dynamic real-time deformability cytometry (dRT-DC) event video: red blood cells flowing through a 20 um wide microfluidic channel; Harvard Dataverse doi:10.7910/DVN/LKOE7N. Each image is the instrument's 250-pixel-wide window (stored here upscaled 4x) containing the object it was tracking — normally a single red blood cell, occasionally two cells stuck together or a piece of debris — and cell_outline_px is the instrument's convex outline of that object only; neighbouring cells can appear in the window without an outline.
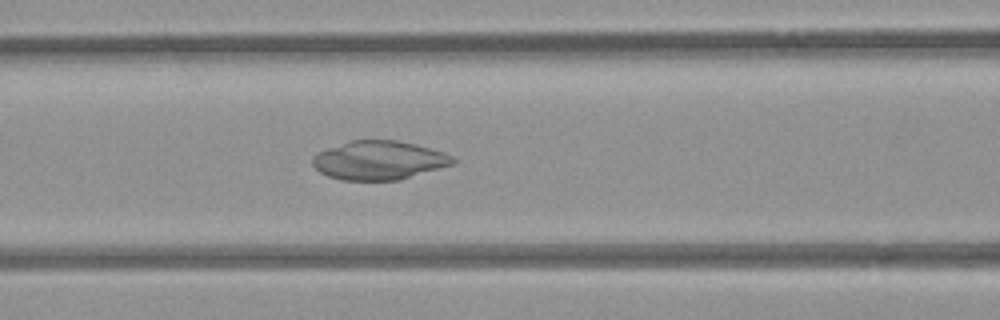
{"species": "common noctule bat (a hibernating species)", "species_latin": "Nyctalus noctula", "temperature_condition": "room temperature", "stored_images_in_passage": 40, "camera_frame_rate_fps": 3000, "um_per_image_px": 0.085, "animal": {"sex": "female", "body_mass_g": 21.9}, "frame": {"image": 1, "passage_image": 10, "time_ms": 3.0, "image_size_px": [1000, 320], "cell_outline_px": [[456, 160], [452, 164], [400, 180], [340, 180], [328, 176], [320, 172], [312, 164], [312, 160], [320, 152], [328, 148], [352, 140], [396, 140], [416, 144], [444, 152], [452, 156]], "centroid_in_image_um": [32.22, 13.63], "position_along_channel_um": 134.4, "area_um2": 31.44}}
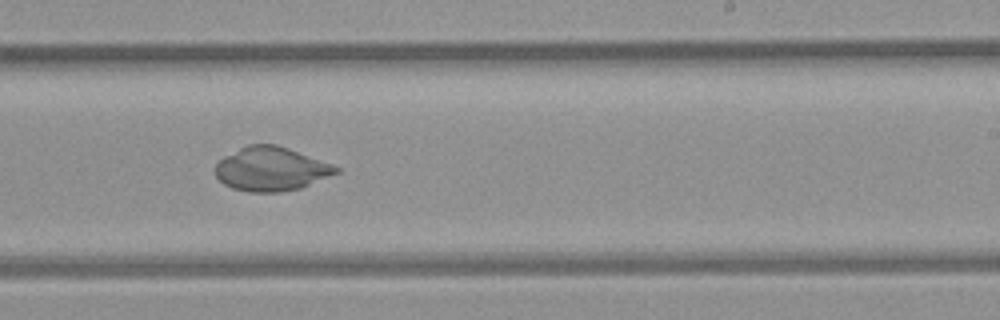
{"frame": {"image": 2, "passage_image": 20, "time_ms": 6.333, "image_size_px": [1000, 320], "cell_outline_px": [[340, 172], [300, 188], [280, 192], [248, 192], [232, 188], [224, 184], [216, 176], [216, 164], [224, 156], [248, 144], [276, 144], [288, 148], [332, 164], [340, 168]], "centroid_in_image_um": [23.04, 14.36], "position_along_channel_um": 266.0, "area_um2": 30.75}}
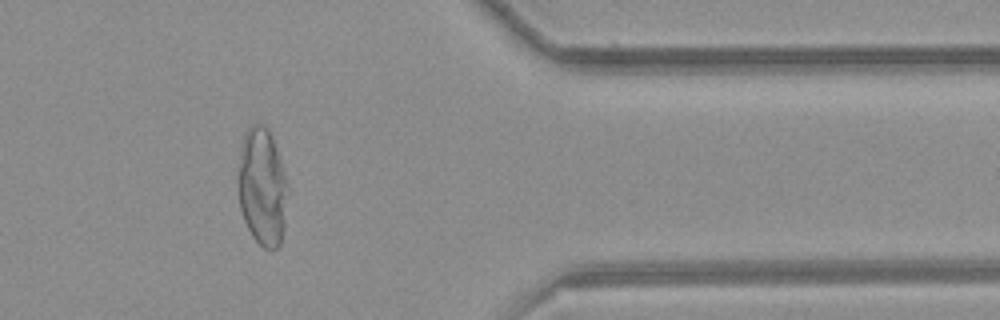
{"frame": {"image": 3, "passage_image": 31, "time_ms": 10.0, "image_size_px": [1000, 320], "cell_outline_px": [[288, 188], [284, 228], [280, 244], [276, 248], [264, 248], [252, 236], [244, 220], [240, 208], [236, 188], [236, 176], [240, 144], [244, 132], [252, 124], [264, 124], [268, 128], [272, 136], [288, 184]], "centroid_in_image_um": [22.25, 15.84], "position_along_channel_um": 389.2, "area_um2": 34.8}}